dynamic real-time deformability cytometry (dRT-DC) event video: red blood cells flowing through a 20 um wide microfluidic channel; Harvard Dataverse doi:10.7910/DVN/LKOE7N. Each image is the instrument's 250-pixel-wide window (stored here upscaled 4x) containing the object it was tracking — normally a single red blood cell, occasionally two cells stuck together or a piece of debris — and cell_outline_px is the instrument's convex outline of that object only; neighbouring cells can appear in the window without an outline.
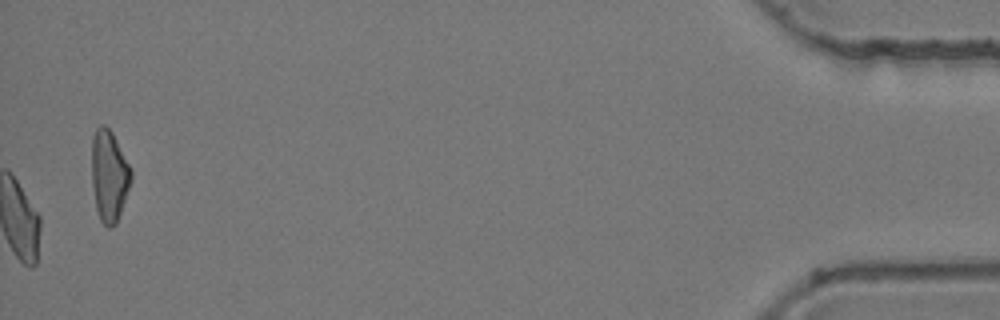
{"species": "common noctule bat (a hibernating species)", "species_latin": "Nyctalus noctula", "temperature_condition": "room temperature", "stored_images_in_passage": 55, "camera_frame_rate_fps": 3000, "um_per_image_px": 0.085, "animal": {"sex": "female", "body_mass_g": 24.6, "forearm_length_mm": 56.2}, "frame": {"image": 1, "passage_image": 55, "time_ms": 18.0, "image_size_px": [1000, 320], "cell_outline_px": [[132, 180], [116, 224], [112, 228], [108, 228], [100, 220], [96, 208], [92, 184], [92, 136], [96, 128], [100, 124], [104, 124], [112, 132], [132, 168]], "centroid_in_image_um": [9.28, 14.92], "position_along_channel_um": 425.9, "area_um2": 21.15}, "authors_computed_cell_mechanics": {"area_um2": 20.5768, "velocity_mm_per_s": 3.8247, "shape_relaxation_time_tau1_ms": null, "shape_relaxation_time_tau2_ms": 1.3741, "deformation_change_tau1": null, "deformation_change_tau2": 0.0693}}